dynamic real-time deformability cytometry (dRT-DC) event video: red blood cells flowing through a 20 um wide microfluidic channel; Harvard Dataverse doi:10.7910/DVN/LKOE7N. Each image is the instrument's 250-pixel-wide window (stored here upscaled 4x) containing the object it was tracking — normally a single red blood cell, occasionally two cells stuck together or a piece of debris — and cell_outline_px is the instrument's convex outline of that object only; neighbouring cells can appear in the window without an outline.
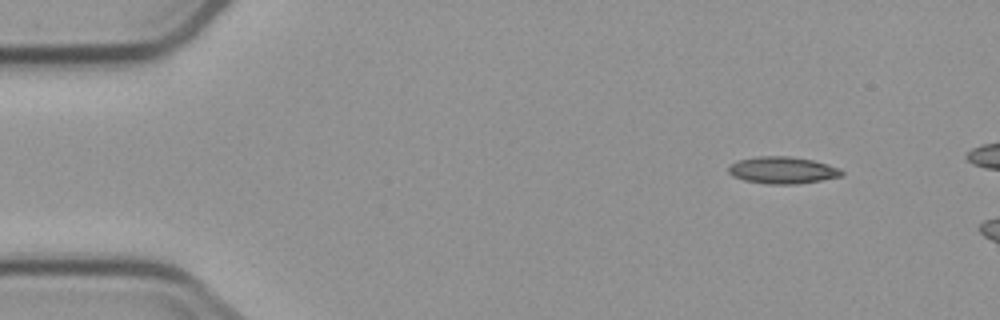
{"species": "common noctule bat (a hibernating species)", "species_latin": "Nyctalus noctula", "temperature_condition": "cold", "stored_images_in_passage": 3, "camera_frame_rate_fps": 3000, "um_per_image_px": 0.085, "animal": {"sex": "male", "body_mass_g": 23.1, "forearm_length_mm": 52.7}, "frame": {"image": 1, "passage_image": 1, "time_ms": 0.0, "image_size_px": [1000, 320], "cell_outline_px": [[844, 172], [840, 176], [820, 180], [796, 184], [768, 184], [744, 180], [732, 176], [728, 172], [728, 168], [732, 164], [740, 160], [756, 156], [788, 156], [812, 160], [828, 164], [840, 168]], "centroid_in_image_um": [66.51, 14.46], "position_along_channel_um": 18.5, "area_um2": 17.63}}